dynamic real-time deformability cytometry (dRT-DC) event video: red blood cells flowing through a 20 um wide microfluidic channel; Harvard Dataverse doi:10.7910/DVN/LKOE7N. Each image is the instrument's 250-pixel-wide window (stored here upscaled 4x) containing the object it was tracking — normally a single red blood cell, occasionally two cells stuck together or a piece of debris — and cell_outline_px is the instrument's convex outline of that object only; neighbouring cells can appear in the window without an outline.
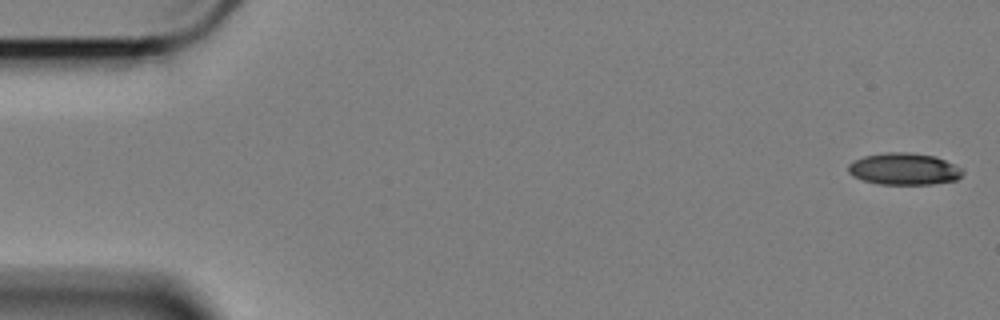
{"species": "Egyptian fruit bat (a non-hibernating species)", "species_latin": "Rousettus aegyptiacus", "temperature_condition": "cold", "stored_images_in_passage": 45, "camera_frame_rate_fps": 3000, "um_per_image_px": 0.085, "animal": {"sex": "female"}, "frame": {"image": 1, "passage_image": 1, "time_ms": 0.0, "image_size_px": [1000, 320], "cell_outline_px": [[964, 172], [956, 180], [932, 184], [880, 184], [864, 180], [852, 176], [848, 172], [848, 164], [852, 160], [864, 156], [884, 152], [912, 152], [936, 156], [960, 168]], "centroid_in_image_um": [76.8, 14.35], "position_along_channel_um": 8.2, "area_um2": 21.27}}
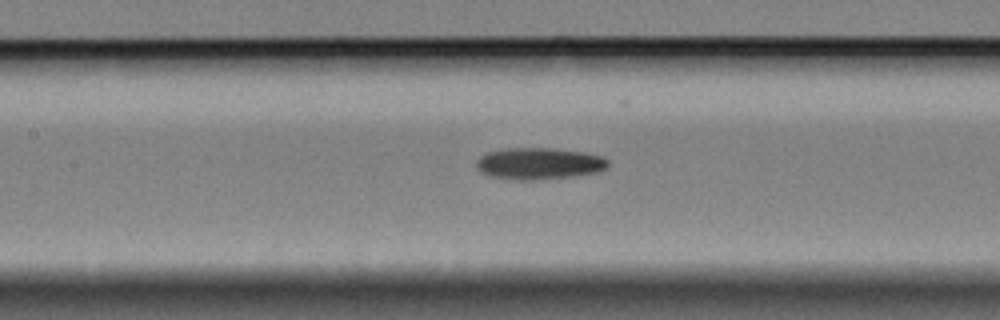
{"frame": {"image": 2, "passage_image": 26, "time_ms": 8.333, "image_size_px": [1000, 320], "cell_outline_px": [[608, 164], [604, 168], [596, 172], [572, 176], [536, 180], [520, 180], [492, 176], [480, 172], [476, 164], [476, 160], [480, 156], [488, 152], [504, 148], [552, 148], [584, 152], [600, 156], [608, 160]], "centroid_in_image_um": [45.78, 13.89], "position_along_channel_um": 161.6, "area_um2": 24.1}}
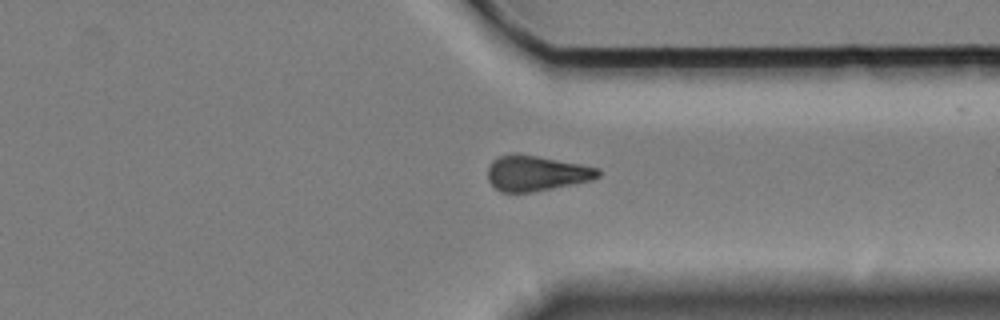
{"frame": {"image": 3, "passage_image": 44, "time_ms": 14.333, "image_size_px": [1000, 320], "cell_outline_px": [[600, 176], [592, 180], [532, 192], [500, 192], [488, 180], [488, 168], [492, 160], [500, 156], [516, 152], [580, 164], [600, 168]], "centroid_in_image_um": [45.57, 14.71], "position_along_channel_um": 365.8, "area_um2": 22.72}}